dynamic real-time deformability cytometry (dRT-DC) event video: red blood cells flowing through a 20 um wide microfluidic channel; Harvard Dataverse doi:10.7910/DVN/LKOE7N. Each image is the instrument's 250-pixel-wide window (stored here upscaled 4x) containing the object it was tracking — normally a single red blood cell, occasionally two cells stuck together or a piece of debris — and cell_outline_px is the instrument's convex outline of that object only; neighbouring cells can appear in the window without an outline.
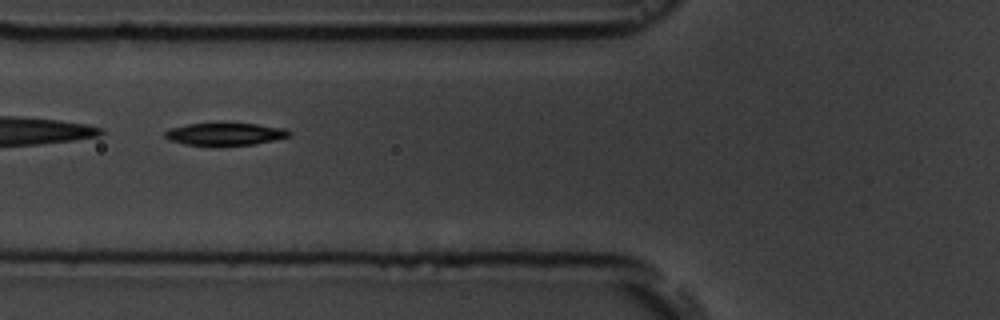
{"species": "common noctule bat (a hibernating species)", "species_latin": "Nyctalus noctula", "temperature_condition": "room temperature", "stored_images_in_passage": 3, "camera_frame_rate_fps": 3000, "um_per_image_px": 0.085, "animal": {"sex": "male", "body_mass_g": 19.5, "forearm_length_mm": 54.6}, "frame": {"image": 1, "passage_image": 3, "time_ms": 2.333, "image_size_px": [1000, 320], "cell_outline_px": [[292, 136], [276, 140], [252, 144], [184, 144], [168, 140], [164, 136], [164, 132], [172, 128], [188, 124], [256, 124], [288, 128], [292, 132]], "centroid_in_image_um": [19.21, 11.38], "position_along_channel_um": 106.6, "area_um2": 15.84}}